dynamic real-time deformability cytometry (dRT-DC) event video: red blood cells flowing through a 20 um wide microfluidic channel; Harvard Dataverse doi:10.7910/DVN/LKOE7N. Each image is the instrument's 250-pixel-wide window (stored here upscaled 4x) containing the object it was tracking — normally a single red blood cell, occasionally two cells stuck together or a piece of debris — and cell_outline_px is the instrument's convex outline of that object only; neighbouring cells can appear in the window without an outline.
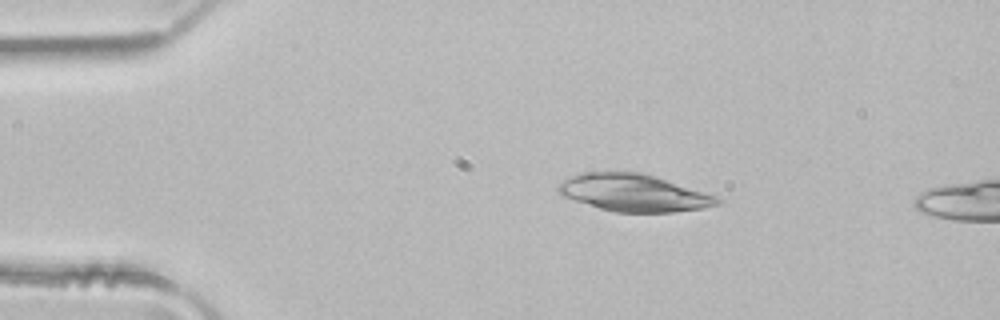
{"species": "common noctule bat (a hibernating species)", "species_latin": "Nyctalus noctula", "temperature_condition": "room temperature", "stored_images_in_passage": 2, "camera_frame_rate_fps": 3000, "um_per_image_px": 0.085, "animal": {"sex": "male", "body_mass_g": 21.5, "forearm_length_mm": 52.0}, "frame": {"image": 1, "passage_image": 1, "time_ms": 0.0, "image_size_px": [1000, 320], "cell_outline_px": [[724, 200], [720, 204], [704, 208], [672, 212], [616, 212], [600, 208], [560, 196], [556, 192], [556, 188], [564, 180], [572, 176], [584, 172], [644, 172], [720, 196]], "centroid_in_image_um": [53.93, 16.38], "position_along_channel_um": 31.1, "area_um2": 34.91}}